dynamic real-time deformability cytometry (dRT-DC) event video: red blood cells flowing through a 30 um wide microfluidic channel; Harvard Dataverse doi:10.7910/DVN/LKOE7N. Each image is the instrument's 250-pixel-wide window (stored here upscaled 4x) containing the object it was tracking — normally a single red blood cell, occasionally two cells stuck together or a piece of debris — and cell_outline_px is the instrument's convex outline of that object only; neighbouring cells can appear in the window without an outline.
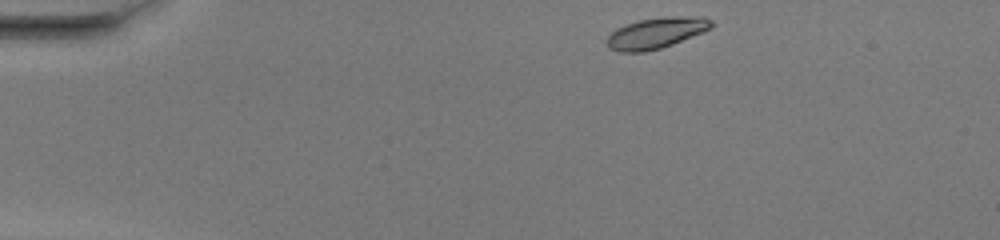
{"species": "common noctule bat (a hibernating species)", "species_latin": "Nyctalus noctula", "temperature_condition": "warm", "stored_images_in_passage": 43, "camera_frame_rate_fps": 3000, "um_per_image_px": 0.085, "animal": {"sex": "female", "body_mass_g": 20.0, "forearm_length_mm": 54.0}, "frame": {"image": 1, "passage_image": 1, "time_ms": 0.0, "image_size_px": [1000, 240], "cell_outline_px": [[716, 24], [712, 28], [704, 32], [672, 44], [660, 48], [644, 52], [620, 52], [608, 48], [608, 36], [616, 28], [640, 20], [664, 16], [704, 16], [712, 20]], "centroid_in_image_um": [55.85, 2.79], "position_along_channel_um": 29.2, "area_um2": 18.96}}
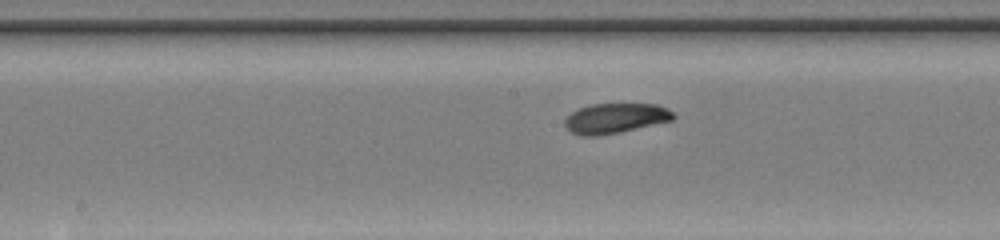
{"frame": {"image": 2, "passage_image": 19, "time_ms": 6.0, "image_size_px": [1000, 240], "cell_outline_px": [[676, 116], [672, 120], [620, 132], [596, 136], [580, 136], [572, 132], [564, 124], [564, 120], [572, 112], [580, 108], [592, 104], [656, 104], [668, 108]], "centroid_in_image_um": [52.31, 10.05], "position_along_channel_um": 195.9, "area_um2": 18.84}}
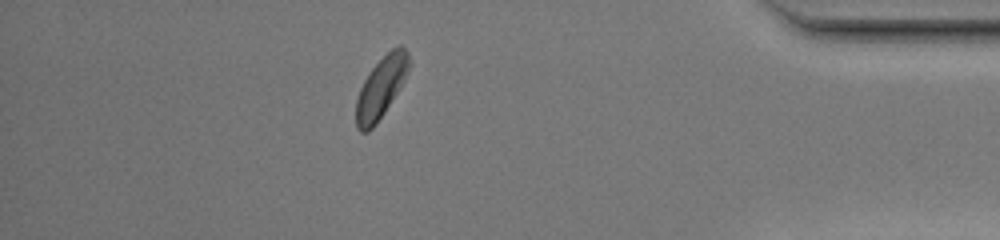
{"frame": {"image": 3, "passage_image": 37, "time_ms": 12.0, "image_size_px": [1000, 240], "cell_outline_px": [[412, 64], [400, 88], [376, 124], [368, 132], [360, 132], [356, 128], [356, 100], [360, 88], [364, 80], [372, 68], [392, 48], [400, 44], [408, 52], [412, 60]], "centroid_in_image_um": [32.41, 7.42], "position_along_channel_um": 402.8, "area_um2": 18.9}, "authors_computed_cell_mechanics": {"area_um2": 18.9006, "velocity_mm_per_s": 4.0652, "shape_relaxation_time_tau1_ms": 4.1928, "shape_relaxation_time_tau2_ms": 2.8081, "deformation_change_tau1": 0.1138, "deformation_change_tau2": 0.0659}}